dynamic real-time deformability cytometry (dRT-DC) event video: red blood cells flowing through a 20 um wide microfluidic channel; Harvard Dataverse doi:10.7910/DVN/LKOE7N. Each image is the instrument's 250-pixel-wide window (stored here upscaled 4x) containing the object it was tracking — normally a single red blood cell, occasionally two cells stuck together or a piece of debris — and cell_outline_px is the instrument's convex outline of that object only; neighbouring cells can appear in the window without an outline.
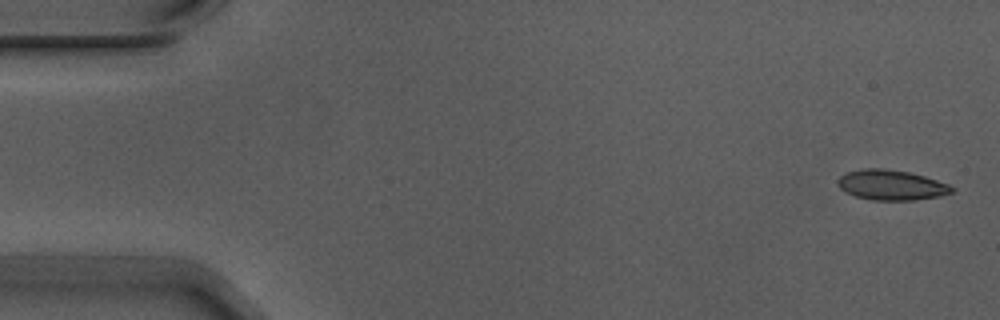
{"species": "Egyptian fruit bat (a non-hibernating species)", "species_latin": "Rousettus aegyptiacus", "temperature_condition": "warm", "stored_images_in_passage": 4, "camera_frame_rate_fps": 3000, "um_per_image_px": 0.085, "animal": {"sex": "male"}, "frame": {"image": 1, "passage_image": 1, "time_ms": 0.0, "image_size_px": [1000, 320], "cell_outline_px": [[956, 192], [940, 196], [916, 200], [872, 200], [856, 196], [844, 192], [840, 188], [836, 180], [840, 176], [848, 172], [864, 168], [884, 168], [908, 172], [924, 176], [948, 184], [956, 188]], "centroid_in_image_um": [75.78, 15.73], "position_along_channel_um": 9.2, "area_um2": 20.17}}
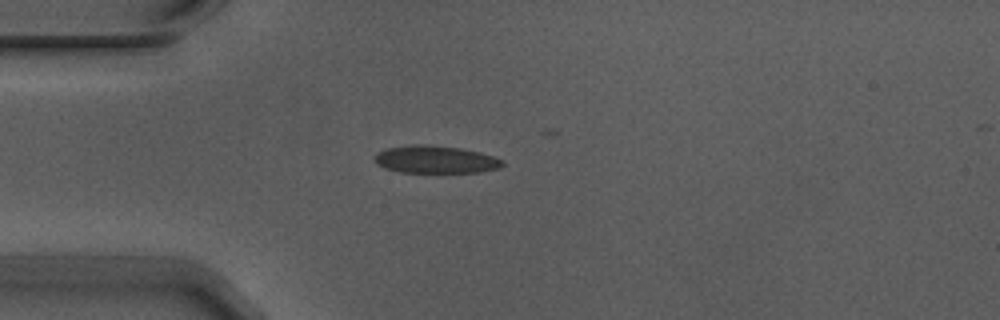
{"frame": {"image": 2, "passage_image": 4, "time_ms": 1.0, "image_size_px": [1000, 320], "cell_outline_px": [[504, 164], [500, 168], [480, 172], [400, 172], [384, 168], [376, 164], [376, 152], [388, 148], [416, 144], [420, 144], [460, 148], [480, 152], [504, 160]], "centroid_in_image_um": [37.04, 13.56], "position_along_channel_um": 48.0, "area_um2": 20.4}}